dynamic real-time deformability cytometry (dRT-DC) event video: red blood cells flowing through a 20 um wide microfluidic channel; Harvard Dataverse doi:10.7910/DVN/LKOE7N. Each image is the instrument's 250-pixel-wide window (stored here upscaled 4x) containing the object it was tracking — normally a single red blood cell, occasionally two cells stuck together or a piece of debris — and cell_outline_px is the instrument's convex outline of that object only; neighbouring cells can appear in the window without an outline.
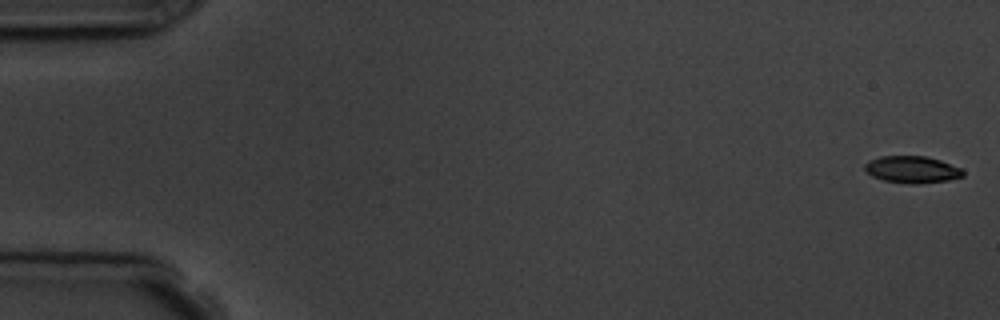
{"species": "common noctule bat (a hibernating species)", "species_latin": "Nyctalus noctula", "temperature_condition": "room temperature", "stored_images_in_passage": 4, "camera_frame_rate_fps": 3000, "um_per_image_px": 0.085, "animal": {"sex": "male", "body_mass_g": 19.5, "forearm_length_mm": 54.6}, "frame": {"image": 1, "passage_image": 1, "time_ms": 0.0, "image_size_px": [1000, 320], "cell_outline_px": [[964, 176], [948, 180], [916, 184], [912, 184], [884, 180], [872, 176], [864, 168], [864, 164], [868, 160], [880, 156], [924, 156], [940, 160], [960, 168], [964, 172]], "centroid_in_image_um": [77.51, 14.4], "position_along_channel_um": 7.5, "area_um2": 15.32}}